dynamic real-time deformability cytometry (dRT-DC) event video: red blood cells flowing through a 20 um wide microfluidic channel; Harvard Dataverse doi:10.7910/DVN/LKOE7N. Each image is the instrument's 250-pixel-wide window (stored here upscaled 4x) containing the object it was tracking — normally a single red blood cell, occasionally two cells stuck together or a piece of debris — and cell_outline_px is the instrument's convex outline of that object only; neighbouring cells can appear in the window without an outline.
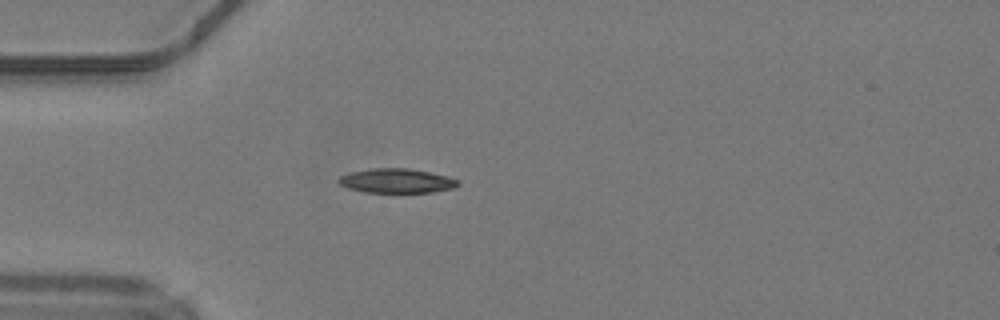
{"species": "common noctule bat (a hibernating species)", "species_latin": "Nyctalus noctula", "temperature_condition": "warm", "stored_images_in_passage": 36, "camera_frame_rate_fps": 3000, "um_per_image_px": 0.085, "animal": {"sex": "male", "body_mass_g": 19.2, "forearm_length_mm": 51.8}, "frame": {"image": 1, "passage_image": 1, "time_ms": 0.0, "image_size_px": [1000, 320], "cell_outline_px": [[460, 184], [456, 188], [432, 192], [364, 192], [348, 188], [340, 184], [336, 180], [340, 176], [352, 172], [372, 168], [408, 168], [448, 176], [460, 180]], "centroid_in_image_um": [33.75, 15.37], "position_along_channel_um": 51.3, "area_um2": 16.99}}
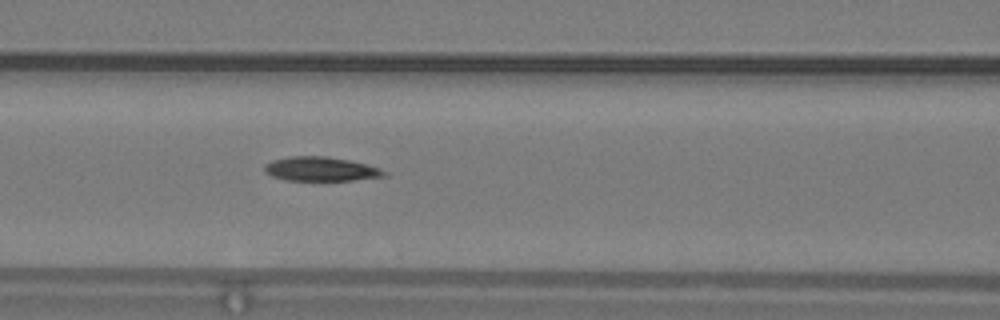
{"frame": {"image": 2, "passage_image": 8, "time_ms": 2.333, "image_size_px": [1000, 320], "cell_outline_px": [[388, 176], [352, 180], [284, 180], [272, 176], [264, 172], [264, 164], [272, 160], [288, 156], [328, 156], [348, 160], [380, 168], [388, 172]], "centroid_in_image_um": [27.25, 14.36], "position_along_channel_um": 139.4, "area_um2": 16.94}}
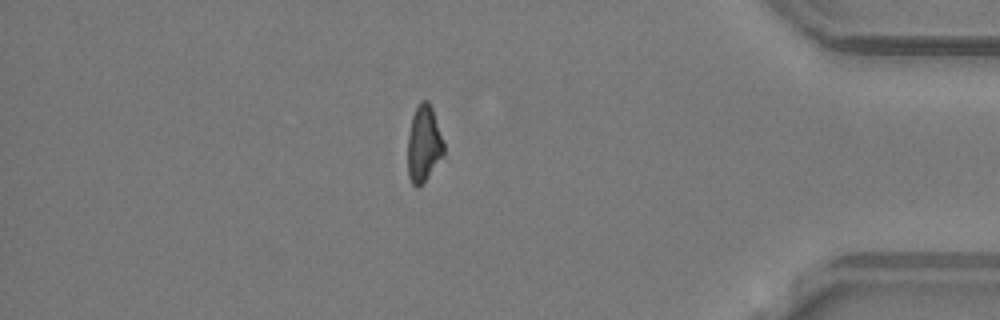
{"frame": {"image": 3, "passage_image": 29, "time_ms": 9.333, "image_size_px": [1000, 320], "cell_outline_px": [[444, 156], [428, 176], [420, 184], [412, 184], [408, 176], [408, 136], [412, 116], [420, 100], [428, 100], [432, 108], [444, 144]], "centroid_in_image_um": [36.02, 12.19], "position_along_channel_um": 399.2, "area_um2": 15.84}, "authors_computed_cell_mechanics": {"area_um2": 17.5423, "velocity_mm_per_s": 4.2296, "shape_relaxation_time_tau1_ms": 9.0657, "shape_relaxation_time_tau2_ms": 8.5894, "deformation_change_tau1": 0.1884, "deformation_change_tau2": 0.2711}}